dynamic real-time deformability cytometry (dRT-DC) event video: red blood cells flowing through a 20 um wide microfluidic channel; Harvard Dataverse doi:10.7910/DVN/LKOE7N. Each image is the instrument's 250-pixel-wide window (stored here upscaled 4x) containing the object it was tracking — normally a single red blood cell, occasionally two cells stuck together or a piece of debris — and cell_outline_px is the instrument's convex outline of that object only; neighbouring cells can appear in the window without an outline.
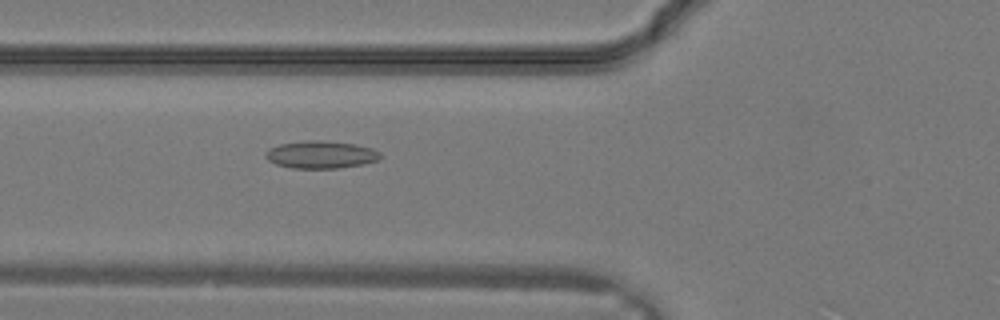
{"species": "common noctule bat (a hibernating species)", "species_latin": "Nyctalus noctula", "temperature_condition": "warm", "stored_images_in_passage": 9, "camera_frame_rate_fps": 3000, "um_per_image_px": 0.085, "animal": {"sex": "male", "body_mass_g": 19.2, "forearm_length_mm": 51.8}, "frame": {"image": 1, "passage_image": 8, "time_ms": 2.333, "image_size_px": [1000, 320], "cell_outline_px": [[380, 160], [364, 164], [340, 168], [292, 168], [276, 164], [268, 160], [264, 156], [264, 152], [268, 148], [280, 144], [308, 140], [320, 140], [356, 144], [372, 148], [380, 152]], "centroid_in_image_um": [27.27, 13.14], "position_along_channel_um": 98.5, "area_um2": 18.55}}